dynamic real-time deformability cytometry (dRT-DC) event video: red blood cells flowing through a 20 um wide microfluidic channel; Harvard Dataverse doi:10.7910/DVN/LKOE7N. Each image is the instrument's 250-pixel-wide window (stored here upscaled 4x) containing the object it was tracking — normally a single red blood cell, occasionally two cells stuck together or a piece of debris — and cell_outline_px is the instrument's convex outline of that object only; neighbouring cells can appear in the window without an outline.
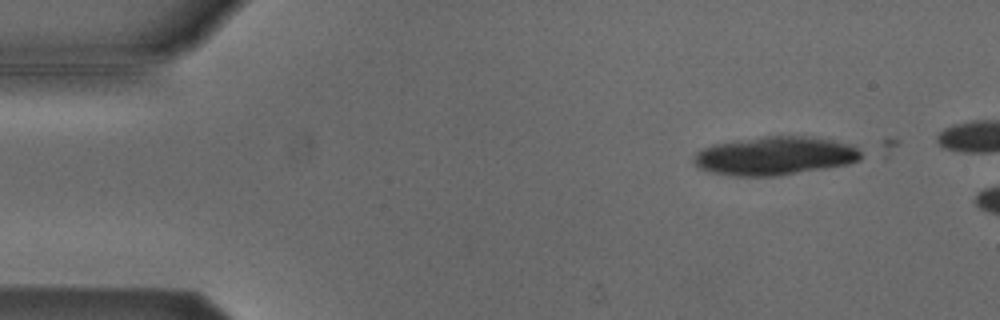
{"species": "Egyptian fruit bat (a non-hibernating species)", "species_latin": "Rousettus aegyptiacus", "temperature_condition": "cold", "stored_images_in_passage": 3, "camera_frame_rate_fps": 3000, "um_per_image_px": 0.085, "animal": {"sex": "male"}, "frame": {"image": 1, "passage_image": 2, "time_ms": 0.333, "image_size_px": [1000, 320], "cell_outline_px": [[860, 160], [848, 164], [828, 168], [780, 176], [736, 176], [712, 172], [700, 168], [692, 160], [696, 152], [700, 148], [712, 144], [732, 140], [764, 136], [808, 136], [832, 140], [848, 144], [856, 148], [860, 152]], "centroid_in_image_um": [65.83, 13.24], "position_along_channel_um": 19.2, "area_um2": 37.74}}